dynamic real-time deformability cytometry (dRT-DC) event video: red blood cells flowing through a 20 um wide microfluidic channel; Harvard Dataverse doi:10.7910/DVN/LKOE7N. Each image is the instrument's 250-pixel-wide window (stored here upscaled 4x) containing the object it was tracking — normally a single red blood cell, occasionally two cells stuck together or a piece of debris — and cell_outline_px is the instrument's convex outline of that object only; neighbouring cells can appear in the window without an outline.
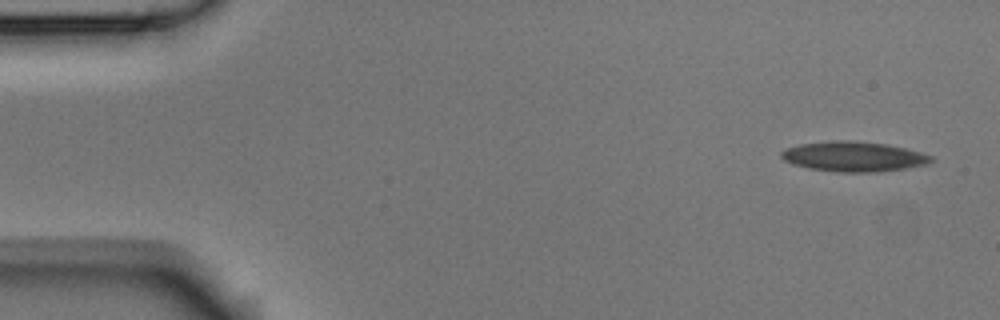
{"species": "Egyptian fruit bat (a non-hibernating species)", "species_latin": "Rousettus aegyptiacus", "temperature_condition": "room temperature", "stored_images_in_passage": 5, "camera_frame_rate_fps": 3000, "um_per_image_px": 0.085, "animal": {"sex": "male"}, "frame": {"image": 1, "passage_image": 1, "time_ms": 0.0, "image_size_px": [1000, 320], "cell_outline_px": [[932, 160], [928, 164], [904, 168], [876, 172], [836, 172], [808, 168], [792, 164], [784, 160], [780, 156], [780, 152], [784, 148], [800, 144], [836, 140], [856, 140], [888, 144], [920, 152], [932, 156]], "centroid_in_image_um": [72.51, 13.3], "position_along_channel_um": 12.5, "area_um2": 26.3}}
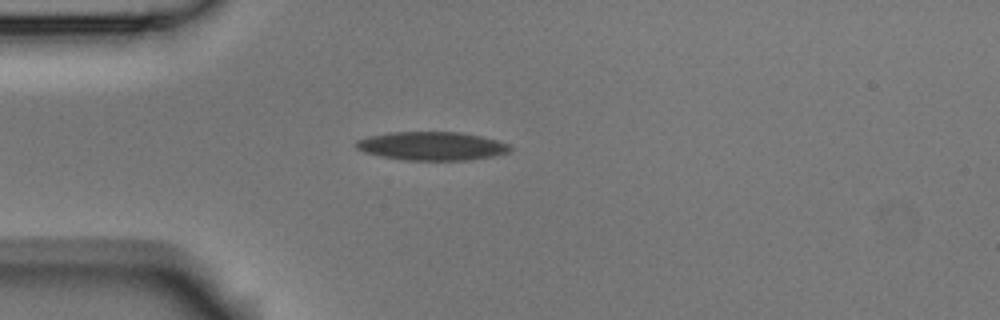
{"frame": {"image": 2, "passage_image": 4, "time_ms": 1.0, "image_size_px": [1000, 320], "cell_outline_px": [[512, 148], [508, 152], [492, 156], [468, 160], [408, 160], [380, 156], [364, 152], [356, 148], [356, 140], [368, 136], [388, 132], [460, 132], [480, 136], [496, 140], [508, 144]], "centroid_in_image_um": [36.67, 12.41], "position_along_channel_um": 48.3, "area_um2": 25.49}}